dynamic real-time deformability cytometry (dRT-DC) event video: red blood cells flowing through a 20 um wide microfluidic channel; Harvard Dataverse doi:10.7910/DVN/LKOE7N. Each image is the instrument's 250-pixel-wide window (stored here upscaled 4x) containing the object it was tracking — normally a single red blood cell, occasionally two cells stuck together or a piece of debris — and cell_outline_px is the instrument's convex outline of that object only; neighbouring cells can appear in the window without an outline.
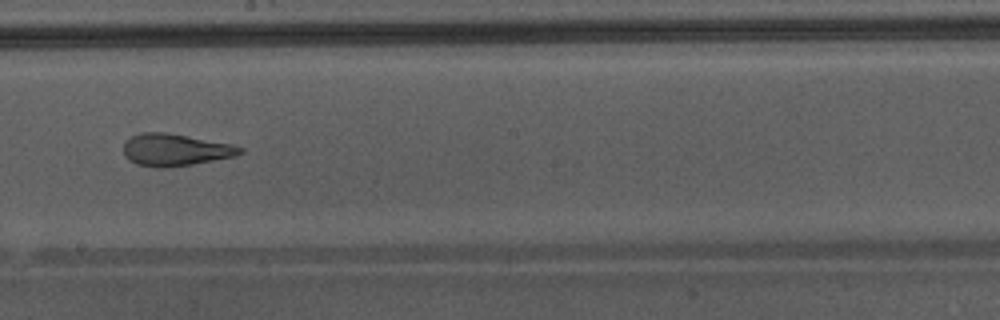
{"species": "Egyptian fruit bat (a non-hibernating species)", "species_latin": "Rousettus aegyptiacus", "temperature_condition": "warm", "stored_images_in_passage": 45, "camera_frame_rate_fps": 3000, "um_per_image_px": 0.085, "animal": {"sex": "male"}, "frame": {"image": 1, "passage_image": 26, "time_ms": 8.333, "image_size_px": [1000, 320], "cell_outline_px": [[244, 152], [236, 156], [192, 164], [164, 168], [156, 168], [136, 164], [128, 160], [124, 156], [124, 144], [132, 136], [140, 132], [164, 132], [232, 144], [244, 148]], "centroid_in_image_um": [14.89, 12.75], "position_along_channel_um": 233.3, "area_um2": 21.79}, "authors_computed_cell_mechanics": {"area_um2": 26.3568, "velocity_mm_per_s": 4.3403, "shape_relaxation_time_tau1_ms": null, "shape_relaxation_time_tau2_ms": 1.0375, "deformation_change_tau1": null, "deformation_change_tau2": 0.0828}}